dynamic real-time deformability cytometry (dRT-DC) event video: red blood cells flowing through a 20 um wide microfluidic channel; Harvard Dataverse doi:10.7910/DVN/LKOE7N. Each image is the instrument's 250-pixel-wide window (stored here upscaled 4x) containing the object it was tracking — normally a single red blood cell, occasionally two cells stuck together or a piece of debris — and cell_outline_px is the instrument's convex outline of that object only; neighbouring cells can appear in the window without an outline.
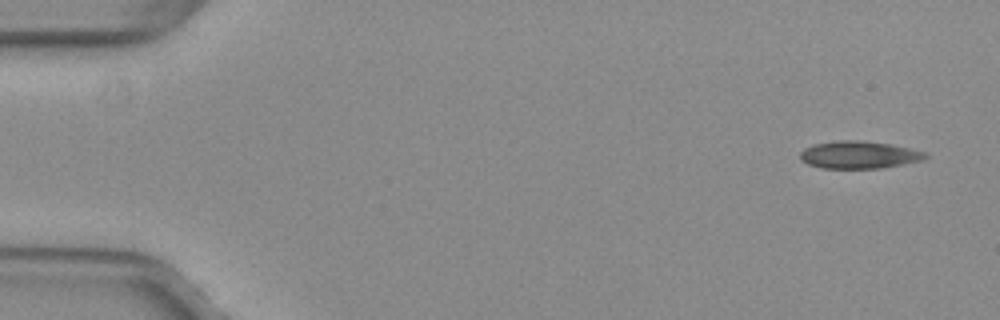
{"species": "common noctule bat (a hibernating species)", "species_latin": "Nyctalus noctula", "temperature_condition": "warm", "stored_images_in_passage": 50, "camera_frame_rate_fps": 3000, "um_per_image_px": 0.085, "animal": {"sex": "female", "body_mass_g": 29.2, "forearm_length_mm": 56.3}, "frame": {"image": 1, "passage_image": 1, "time_ms": 0.0, "image_size_px": [1000, 320], "cell_outline_px": [[928, 156], [924, 160], [904, 164], [880, 168], [820, 168], [808, 164], [800, 160], [800, 152], [804, 148], [816, 144], [840, 140], [860, 140], [892, 144], [928, 152]], "centroid_in_image_um": [73.05, 13.16], "position_along_channel_um": 12.0, "area_um2": 20.17}}
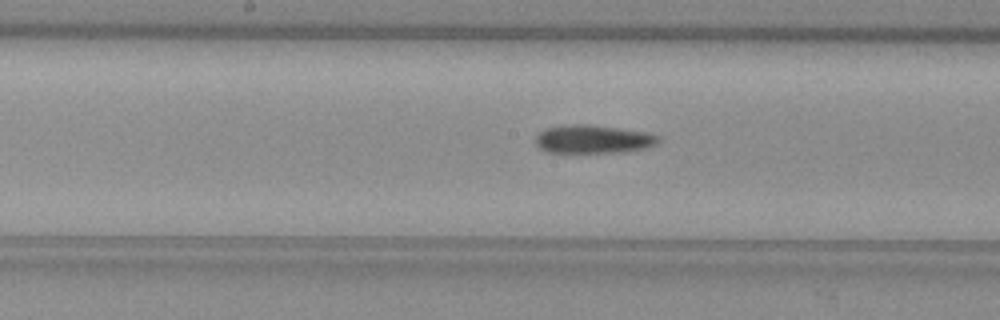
{"frame": {"image": 2, "passage_image": 25, "time_ms": 8.0, "image_size_px": [1000, 320], "cell_outline_px": [[660, 140], [656, 144], [644, 148], [628, 152], [548, 152], [540, 148], [536, 144], [536, 136], [544, 128], [564, 124], [588, 124], [644, 132], [660, 136]], "centroid_in_image_um": [50.39, 11.82], "position_along_channel_um": 197.8, "area_um2": 20.23}}
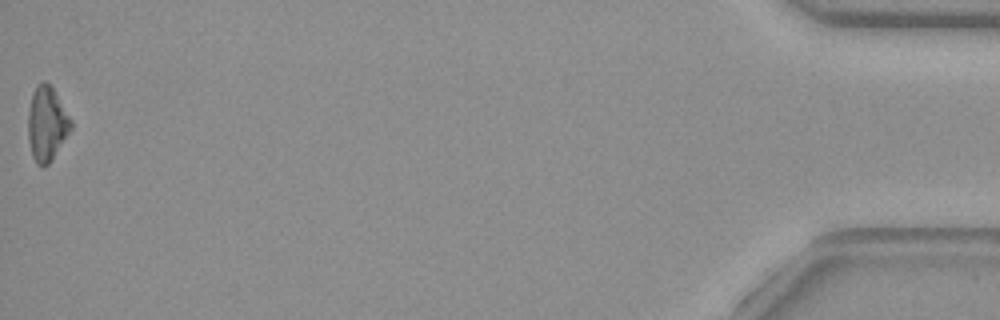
{"frame": {"image": 3, "passage_image": 50, "time_ms": 16.333, "image_size_px": [1000, 320], "cell_outline_px": [[72, 128], [48, 164], [44, 168], [36, 164], [32, 156], [28, 140], [28, 112], [32, 96], [36, 84], [44, 80], [52, 88], [72, 120]], "centroid_in_image_um": [3.96, 10.54], "position_along_channel_um": 431.2, "area_um2": 18.38}, "authors_computed_cell_mechanics": {"area_um2": 19.9699, "velocity_mm_per_s": 4.0265, "shape_relaxation_time_tau1_ms": 7.9309, "shape_relaxation_time_tau2_ms": null, "deformation_change_tau1": 0.162, "deformation_change_tau2": null}}